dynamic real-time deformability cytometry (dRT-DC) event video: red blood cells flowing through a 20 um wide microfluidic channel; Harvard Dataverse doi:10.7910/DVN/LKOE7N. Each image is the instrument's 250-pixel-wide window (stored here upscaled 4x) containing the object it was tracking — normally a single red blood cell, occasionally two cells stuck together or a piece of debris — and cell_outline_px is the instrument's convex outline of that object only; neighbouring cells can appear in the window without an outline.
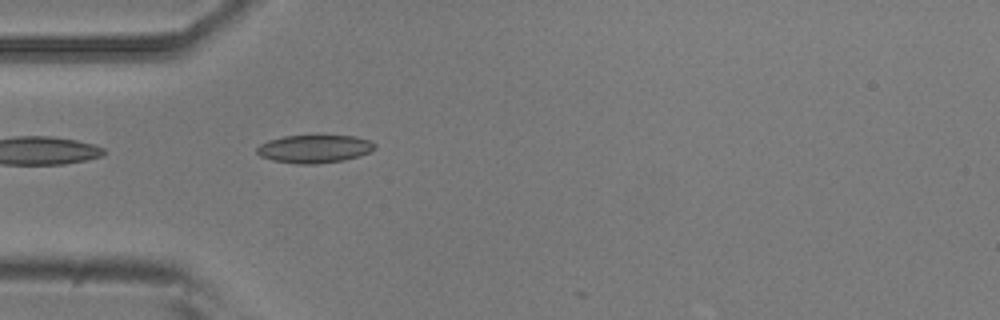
{"species": "common noctule bat (a hibernating species)", "species_latin": "Nyctalus noctula", "temperature_condition": "room temperature", "stored_images_in_passage": 1, "camera_frame_rate_fps": 3000, "um_per_image_px": 0.085, "animal": {"sex": "male", "body_mass_g": 20.5, "forearm_length_mm": 52.5}, "frame": {"image": 1, "passage_image": 1, "time_ms": 0.0, "image_size_px": [1000, 320], "cell_outline_px": [[376, 148], [360, 156], [344, 160], [316, 164], [300, 164], [272, 160], [260, 156], [256, 152], [256, 148], [260, 144], [268, 140], [284, 136], [356, 136], [372, 140], [376, 144]], "centroid_in_image_um": [26.74, 12.65], "position_along_channel_um": 58.3, "area_um2": 19.31}}